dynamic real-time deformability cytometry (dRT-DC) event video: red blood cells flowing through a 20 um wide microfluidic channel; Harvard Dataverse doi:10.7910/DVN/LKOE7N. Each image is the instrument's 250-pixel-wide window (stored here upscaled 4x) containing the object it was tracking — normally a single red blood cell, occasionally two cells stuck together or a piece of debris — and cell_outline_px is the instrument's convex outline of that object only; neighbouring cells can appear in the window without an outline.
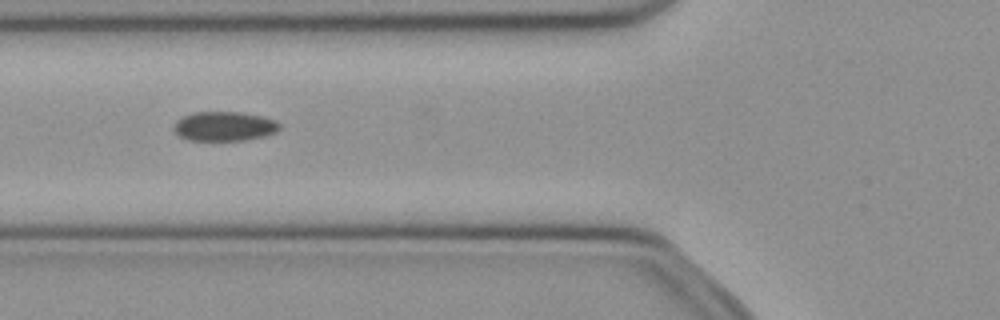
{"species": "common noctule bat (a hibernating species)", "species_latin": "Nyctalus noctula", "temperature_condition": "cold", "stored_images_in_passage": 10, "camera_frame_rate_fps": 3000, "um_per_image_px": 0.085, "animal": {"sex": "female", "body_mass_g": 21.9}, "frame": {"image": 1, "passage_image": 4, "time_ms": 1.0, "image_size_px": [1000, 320], "cell_outline_px": [[280, 128], [276, 132], [264, 136], [248, 140], [188, 140], [180, 136], [176, 132], [176, 124], [184, 116], [196, 112], [240, 112], [260, 116], [276, 120], [280, 124]], "centroid_in_image_um": [19.14, 10.74], "position_along_channel_um": 106.7, "area_um2": 17.8}}